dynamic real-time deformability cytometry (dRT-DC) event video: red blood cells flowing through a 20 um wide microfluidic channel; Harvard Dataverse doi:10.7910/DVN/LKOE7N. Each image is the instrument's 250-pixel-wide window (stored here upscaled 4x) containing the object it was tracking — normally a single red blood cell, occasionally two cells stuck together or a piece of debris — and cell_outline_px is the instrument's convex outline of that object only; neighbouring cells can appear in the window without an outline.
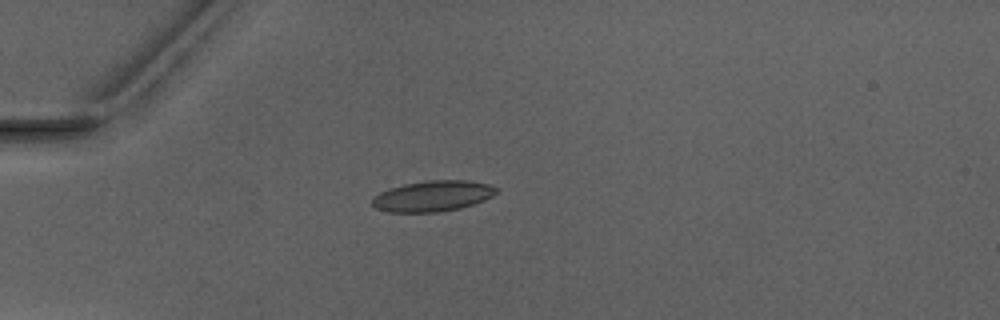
{"species": "Egyptian fruit bat (a non-hibernating species)", "species_latin": "Rousettus aegyptiacus", "temperature_condition": "warm", "stored_images_in_passage": 3, "camera_frame_rate_fps": 3000, "um_per_image_px": 0.085, "animal": {"sex": "male"}, "frame": {"image": 1, "passage_image": 2, "time_ms": 1.333, "image_size_px": [1000, 320], "cell_outline_px": [[500, 188], [492, 196], [484, 200], [460, 208], [440, 212], [388, 212], [376, 208], [372, 204], [372, 196], [388, 188], [404, 184], [428, 180], [464, 180], [488, 184]], "centroid_in_image_um": [36.76, 16.66], "position_along_channel_um": 48.2, "area_um2": 22.31}}